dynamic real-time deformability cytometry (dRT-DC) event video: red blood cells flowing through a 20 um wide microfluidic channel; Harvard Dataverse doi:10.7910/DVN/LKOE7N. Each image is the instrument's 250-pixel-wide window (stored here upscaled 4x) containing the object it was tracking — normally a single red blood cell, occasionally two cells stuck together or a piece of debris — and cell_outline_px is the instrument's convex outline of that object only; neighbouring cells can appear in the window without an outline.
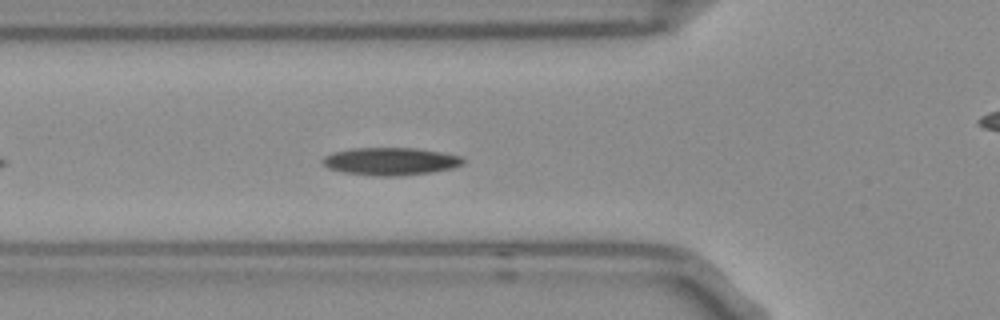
{"species": "Egyptian fruit bat (a non-hibernating species)", "species_latin": "Rousettus aegyptiacus", "temperature_condition": "room temperature", "stored_images_in_passage": 16, "camera_frame_rate_fps": 3000, "um_per_image_px": 0.085, "frame": {"image": 1, "passage_image": 7, "time_ms": 2.0, "image_size_px": [1000, 320], "cell_outline_px": [[464, 164], [452, 168], [428, 172], [396, 176], [372, 176], [344, 172], [328, 168], [320, 160], [324, 156], [332, 152], [352, 148], [416, 148], [440, 152], [460, 156], [464, 160]], "centroid_in_image_um": [33.15, 13.71], "position_along_channel_um": 92.7, "area_um2": 22.54}}
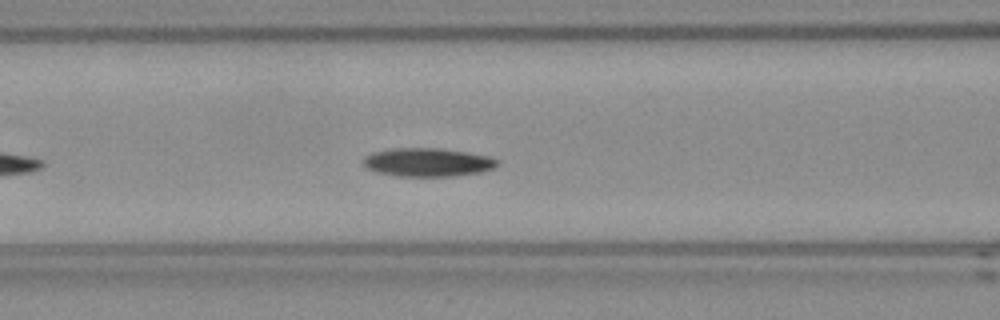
{"frame": {"image": 2, "passage_image": 10, "time_ms": 3.0, "image_size_px": [1000, 320], "cell_outline_px": [[500, 164], [492, 168], [480, 172], [456, 176], [396, 176], [376, 172], [368, 168], [364, 164], [364, 160], [368, 156], [376, 152], [396, 148], [436, 148], [464, 152], [488, 156], [500, 160]], "centroid_in_image_um": [36.4, 13.8], "position_along_channel_um": 130.2, "area_um2": 21.91}}